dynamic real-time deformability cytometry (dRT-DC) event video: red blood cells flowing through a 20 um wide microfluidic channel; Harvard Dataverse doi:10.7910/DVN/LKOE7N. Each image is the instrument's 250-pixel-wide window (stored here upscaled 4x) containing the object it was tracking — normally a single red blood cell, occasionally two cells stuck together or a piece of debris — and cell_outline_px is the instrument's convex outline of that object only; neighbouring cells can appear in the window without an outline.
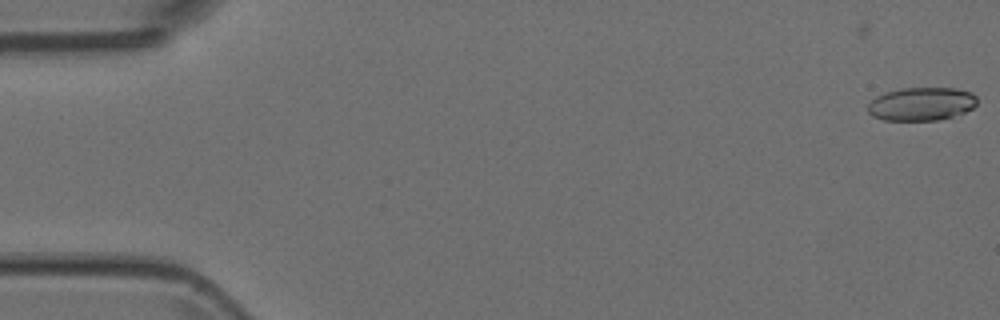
{"species": "Egyptian fruit bat (a non-hibernating species)", "species_latin": "Rousettus aegyptiacus", "temperature_condition": "room temperature", "stored_images_in_passage": 9, "camera_frame_rate_fps": 3000, "um_per_image_px": 0.085, "animal": {"sex": "female"}, "frame": {"image": 1, "passage_image": 1, "time_ms": 0.0, "image_size_px": [1000, 320], "cell_outline_px": [[976, 104], [972, 108], [964, 112], [952, 116], [936, 120], [884, 120], [872, 116], [868, 112], [868, 104], [876, 96], [900, 88], [956, 88], [972, 92], [976, 96]], "centroid_in_image_um": [78.32, 8.83], "position_along_channel_um": 6.7, "area_um2": 21.1}}
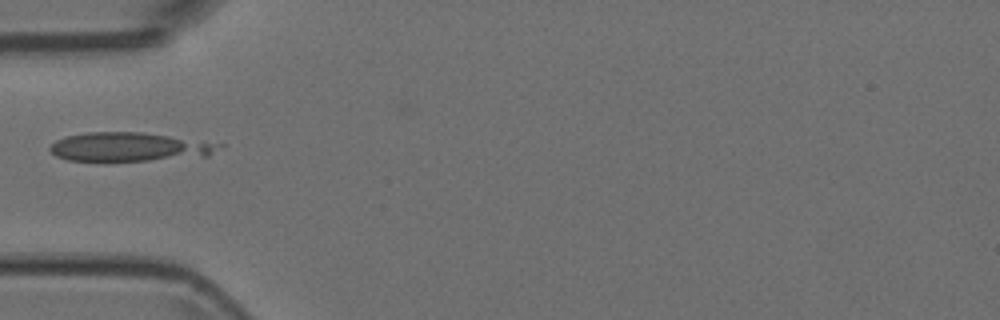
{"frame": {"image": 2, "passage_image": 6, "time_ms": 1.667, "image_size_px": [1000, 320], "cell_outline_px": [[224, 148], [208, 156], [104, 164], [68, 160], [56, 156], [48, 148], [56, 140], [64, 136], [88, 132], [140, 132], [224, 144]], "centroid_in_image_um": [10.96, 12.54], "position_along_channel_um": 74.0, "area_um2": 29.54}}